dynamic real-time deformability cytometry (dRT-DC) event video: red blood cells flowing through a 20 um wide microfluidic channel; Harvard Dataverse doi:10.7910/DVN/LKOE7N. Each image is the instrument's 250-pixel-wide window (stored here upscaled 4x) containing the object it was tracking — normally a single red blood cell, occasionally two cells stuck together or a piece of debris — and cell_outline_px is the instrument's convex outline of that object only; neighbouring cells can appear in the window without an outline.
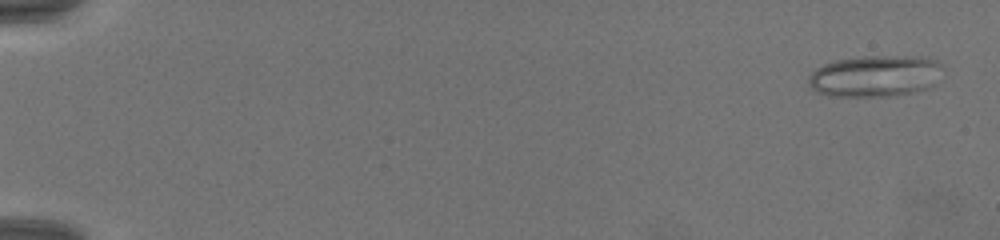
{"species": "common noctule bat (a hibernating species)", "species_latin": "Nyctalus noctula", "temperature_condition": "warm", "stored_images_in_passage": 70, "camera_frame_rate_fps": 3000, "um_per_image_px": 0.085, "animal": {"sex": "female", "body_mass_g": 19.5, "forearm_length_mm": 54.1}, "frame": {"image": 1, "passage_image": 3, "time_ms": 0.667, "image_size_px": [1000, 240], "cell_outline_px": [[944, 68], [932, 84], [928, 88], [916, 92], [888, 96], [828, 96], [816, 92], [808, 84], [808, 76], [816, 68], [824, 64], [836, 60], [864, 56], [928, 56], [936, 60]], "centroid_in_image_um": [74.38, 6.45], "position_along_channel_um": 10.6, "area_um2": 32.71}}
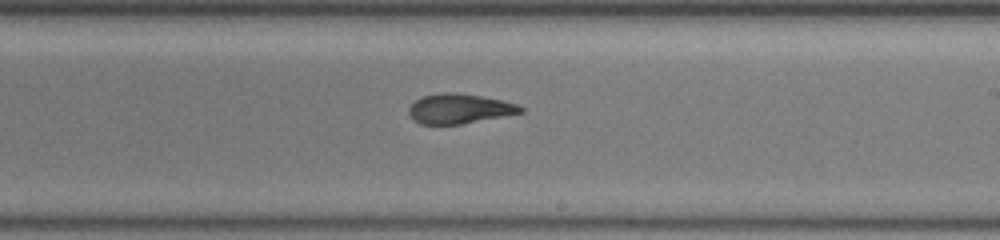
{"frame": {"image": 2, "passage_image": 44, "time_ms": 14.333, "image_size_px": [1000, 240], "cell_outline_px": [[524, 112], [460, 124], [420, 124], [408, 112], [408, 108], [416, 100], [424, 96], [440, 92], [456, 92], [480, 96], [500, 100], [516, 104], [524, 108]], "centroid_in_image_um": [39.04, 9.23], "position_along_channel_um": 250.0, "area_um2": 19.07}}
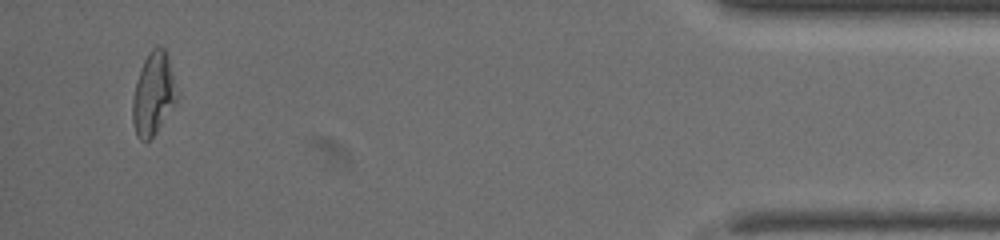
{"frame": {"image": 3, "passage_image": 67, "time_ms": 22.0, "image_size_px": [1000, 240], "cell_outline_px": [[176, 100], [152, 136], [148, 140], [140, 140], [136, 136], [132, 120], [132, 96], [136, 80], [140, 68], [148, 52], [156, 44], [164, 48], [168, 60], [172, 76]], "centroid_in_image_um": [12.95, 7.95], "position_along_channel_um": 422.2, "area_um2": 20.58}}